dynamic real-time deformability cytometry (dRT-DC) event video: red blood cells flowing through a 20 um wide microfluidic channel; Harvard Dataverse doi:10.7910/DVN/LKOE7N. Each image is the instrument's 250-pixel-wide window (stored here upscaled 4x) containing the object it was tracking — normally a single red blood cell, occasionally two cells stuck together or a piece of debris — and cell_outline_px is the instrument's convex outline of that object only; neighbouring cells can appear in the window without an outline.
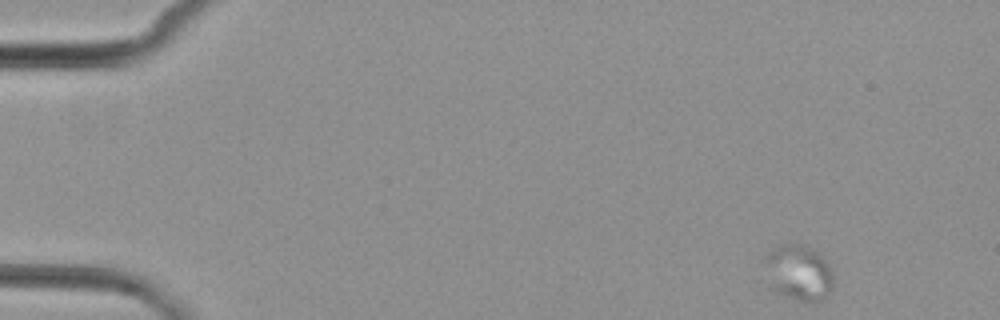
{"species": "common noctule bat (a hibernating species)", "species_latin": "Nyctalus noctula", "temperature_condition": "cold", "stored_images_in_passage": 5, "camera_frame_rate_fps": 3000, "um_per_image_px": 0.085, "animal": {"sex": "female", "body_mass_g": 29.2, "forearm_length_mm": 56.3}, "frame": {"image": 1, "passage_image": 1, "time_ms": 0.0, "image_size_px": [1000, 320], "cell_outline_px": [[832, 288], [820, 300], [800, 300], [784, 296], [768, 288], [764, 260], [764, 256], [768, 252], [780, 244], [804, 244], [820, 252], [828, 264], [832, 272]], "centroid_in_image_um": [67.83, 23.13], "position_along_channel_um": 17.2, "area_um2": 22.48}}
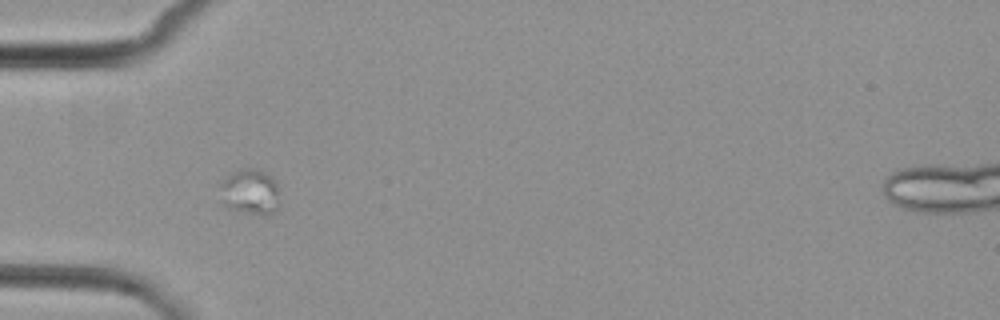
{"frame": {"image": 2, "passage_image": 4, "time_ms": 4.333, "image_size_px": [1000, 320], "cell_outline_px": [[280, 208], [264, 216], [260, 216], [228, 208], [224, 204], [220, 184], [232, 172], [240, 168], [256, 168], [268, 172], [272, 176], [276, 184], [280, 204]], "centroid_in_image_um": [21.31, 16.31], "position_along_channel_um": 63.7, "area_um2": 16.07}}